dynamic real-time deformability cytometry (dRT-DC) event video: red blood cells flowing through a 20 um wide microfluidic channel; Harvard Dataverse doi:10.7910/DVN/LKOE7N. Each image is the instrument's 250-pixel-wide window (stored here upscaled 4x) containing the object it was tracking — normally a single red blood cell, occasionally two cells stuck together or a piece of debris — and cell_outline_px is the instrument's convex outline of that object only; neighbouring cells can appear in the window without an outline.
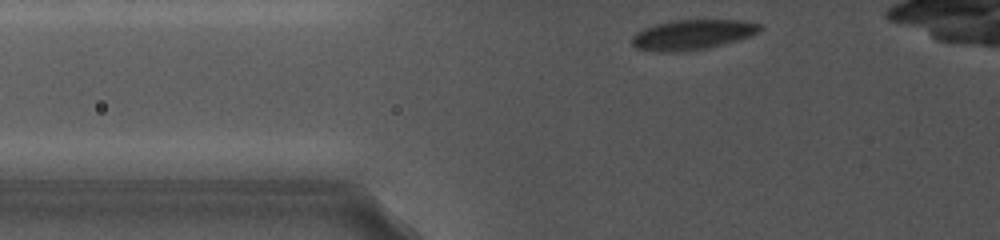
{"species": "common noctule bat (a hibernating species)", "species_latin": "Nyctalus noctula", "temperature_condition": "cold", "stored_images_in_passage": 22, "camera_frame_rate_fps": 5000, "um_per_image_px": 0.085, "animal": {"sex": "female", "body_mass_g": 19.0, "forearm_length_mm": 56.7}, "frame": {"image": 1, "passage_image": 2, "time_ms": 0.2, "image_size_px": [1000, 240], "cell_outline_px": [[764, 28], [760, 32], [736, 40], [704, 48], [672, 52], [636, 48], [632, 44], [632, 36], [636, 32], [644, 28], [668, 20], [748, 20], [760, 24]], "centroid_in_image_um": [58.87, 2.91], "position_along_channel_um": 66.9, "area_um2": 22.08}}
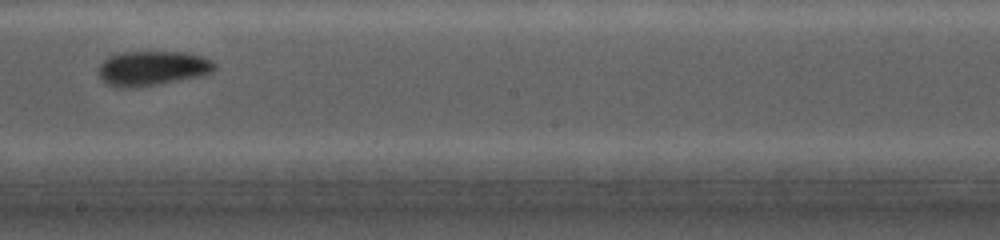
{"frame": {"image": 2, "passage_image": 16, "time_ms": 5.2, "image_size_px": [1000, 240], "cell_outline_px": [[216, 68], [212, 72], [180, 80], [160, 84], [136, 88], [120, 88], [108, 84], [100, 76], [100, 64], [108, 56], [124, 52], [188, 52], [212, 60], [216, 64]], "centroid_in_image_um": [12.96, 5.8], "position_along_channel_um": 235.2, "area_um2": 23.35}}
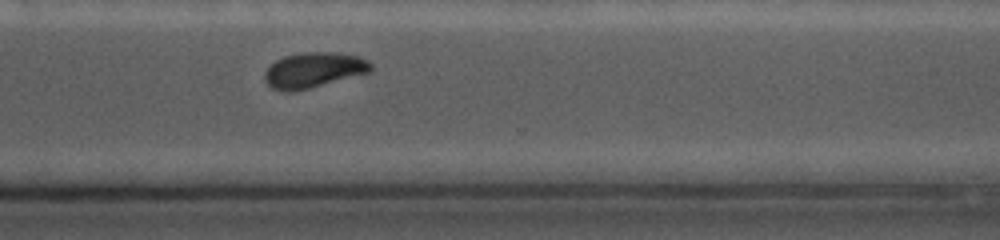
{"frame": {"image": 3, "passage_image": 21, "time_ms": 8.0, "image_size_px": [1000, 240], "cell_outline_px": [[372, 68], [368, 72], [308, 88], [292, 92], [288, 92], [272, 88], [264, 80], [264, 72], [276, 60], [284, 56], [304, 52], [336, 52], [360, 56], [368, 60], [372, 64]], "centroid_in_image_um": [26.65, 5.94], "position_along_channel_um": 344.0, "area_um2": 21.62}}